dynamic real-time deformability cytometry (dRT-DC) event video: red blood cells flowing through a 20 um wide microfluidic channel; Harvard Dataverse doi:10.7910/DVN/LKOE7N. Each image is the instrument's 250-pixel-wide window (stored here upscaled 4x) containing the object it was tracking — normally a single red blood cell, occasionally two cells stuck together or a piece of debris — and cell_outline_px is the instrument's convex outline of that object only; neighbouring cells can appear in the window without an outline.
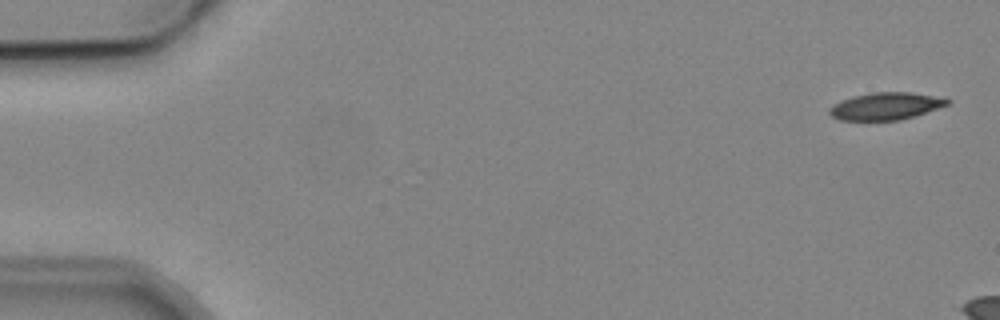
{"species": "common noctule bat (a hibernating species)", "species_latin": "Nyctalus noctula", "temperature_condition": "cold", "stored_images_in_passage": 5, "camera_frame_rate_fps": 3000, "um_per_image_px": 0.085, "animal": {"sex": "male", "body_mass_g": 19.2, "forearm_length_mm": 51.8}, "frame": {"image": 1, "passage_image": 1, "time_ms": 0.0, "image_size_px": [1000, 320], "cell_outline_px": [[952, 100], [948, 104], [900, 120], [840, 120], [832, 116], [828, 112], [828, 108], [852, 96], [872, 92], [908, 92], [932, 96]], "centroid_in_image_um": [75.24, 9.02], "position_along_channel_um": 9.8, "area_um2": 18.26}}